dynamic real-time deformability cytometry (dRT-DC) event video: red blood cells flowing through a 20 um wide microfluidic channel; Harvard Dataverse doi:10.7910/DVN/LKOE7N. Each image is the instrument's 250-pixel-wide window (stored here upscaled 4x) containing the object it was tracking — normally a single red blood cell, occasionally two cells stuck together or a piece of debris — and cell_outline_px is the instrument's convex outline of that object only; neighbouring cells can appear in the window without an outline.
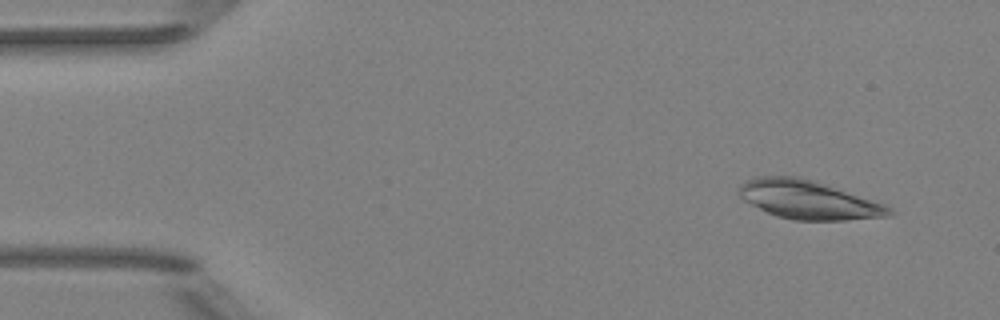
{"species": "Egyptian fruit bat (a non-hibernating species)", "species_latin": "Rousettus aegyptiacus", "temperature_condition": "room temperature", "stored_images_in_passage": 5, "camera_frame_rate_fps": 3000, "um_per_image_px": 0.085, "animal": {"sex": "female"}, "frame": {"image": 1, "passage_image": 1, "time_ms": 0.0, "image_size_px": [1000, 320], "cell_outline_px": [[896, 212], [892, 216], [844, 220], [792, 220], [776, 216], [744, 200], [736, 192], [740, 184], [756, 176], [800, 176], [816, 180], [884, 204], [892, 208]], "centroid_in_image_um": [68.73, 16.97], "position_along_channel_um": 16.3, "area_um2": 33.99}}